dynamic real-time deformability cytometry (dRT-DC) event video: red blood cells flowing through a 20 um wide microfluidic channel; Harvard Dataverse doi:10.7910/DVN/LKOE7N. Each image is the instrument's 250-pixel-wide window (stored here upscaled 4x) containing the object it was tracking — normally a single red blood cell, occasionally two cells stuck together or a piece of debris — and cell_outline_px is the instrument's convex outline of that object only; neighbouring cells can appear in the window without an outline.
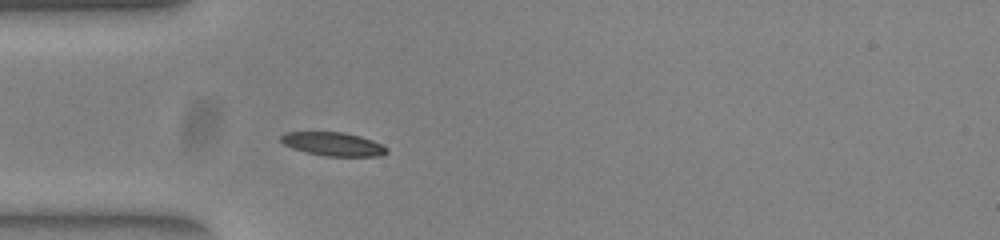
{"species": "common noctule bat (a hibernating species)", "species_latin": "Nyctalus noctula", "temperature_condition": "warm", "stored_images_in_passage": 38, "camera_frame_rate_fps": 3000, "um_per_image_px": 0.085, "animal": {"sex": "female", "body_mass_g": 23.0, "forearm_length_mm": 53.4}, "frame": {"image": 1, "passage_image": 1, "time_ms": 0.0, "image_size_px": [1000, 240], "cell_outline_px": [[388, 152], [380, 156], [324, 156], [304, 152], [292, 148], [284, 144], [280, 140], [280, 136], [284, 132], [344, 132], [360, 136], [372, 140], [388, 148]], "centroid_in_image_um": [28.3, 12.24], "position_along_channel_um": 56.7, "area_um2": 14.62}}
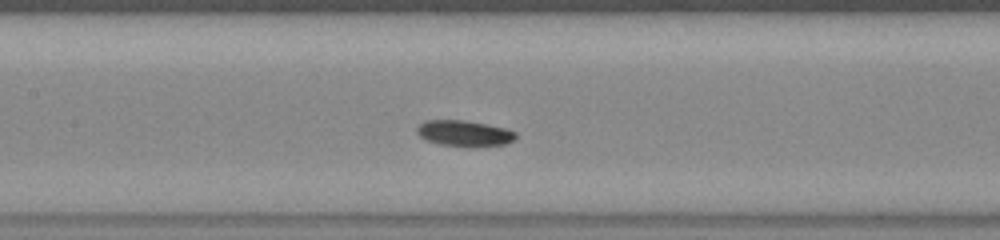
{"frame": {"image": 2, "passage_image": 10, "time_ms": 3.0, "image_size_px": [1000, 240], "cell_outline_px": [[516, 140], [504, 144], [440, 144], [424, 140], [416, 132], [416, 128], [424, 120], [464, 120], [488, 124], [508, 128], [516, 132]], "centroid_in_image_um": [39.45, 11.28], "position_along_channel_um": 168.0, "area_um2": 14.45}}
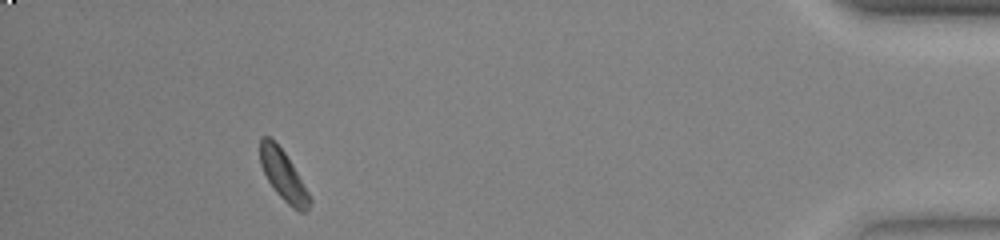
{"frame": {"image": 3, "passage_image": 34, "time_ms": 11.0, "image_size_px": [1000, 240], "cell_outline_px": [[312, 200], [308, 208], [304, 212], [300, 212], [292, 208], [276, 192], [268, 180], [260, 164], [260, 136], [268, 136], [284, 152], [292, 164], [308, 192]], "centroid_in_image_um": [24.07, 14.92], "position_along_channel_um": 411.1, "area_um2": 14.16}, "authors_computed_cell_mechanics": {"area_um2": 14.5367, "velocity_mm_per_s": 3.8422, "shape_relaxation_time_tau1_ms": 2.7957, "shape_relaxation_time_tau2_ms": null, "deformation_change_tau1": 0.0682, "deformation_change_tau2": null}}